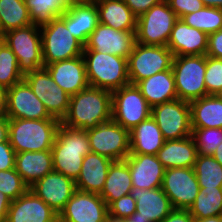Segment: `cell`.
<instances>
[{"instance_id":"6da1fadb","label":"cell","mask_w":222,"mask_h":222,"mask_svg":"<svg viewBox=\"0 0 222 222\" xmlns=\"http://www.w3.org/2000/svg\"><path fill=\"white\" fill-rule=\"evenodd\" d=\"M111 104V91L89 86L70 97L67 115L61 123L83 130L97 127L112 119Z\"/></svg>"},{"instance_id":"7a4b0ae2","label":"cell","mask_w":222,"mask_h":222,"mask_svg":"<svg viewBox=\"0 0 222 222\" xmlns=\"http://www.w3.org/2000/svg\"><path fill=\"white\" fill-rule=\"evenodd\" d=\"M91 152L86 130L60 124L51 149L53 170L76 181L84 157Z\"/></svg>"},{"instance_id":"3957f363","label":"cell","mask_w":222,"mask_h":222,"mask_svg":"<svg viewBox=\"0 0 222 222\" xmlns=\"http://www.w3.org/2000/svg\"><path fill=\"white\" fill-rule=\"evenodd\" d=\"M60 124L58 119H9L10 145L16 153L51 150Z\"/></svg>"},{"instance_id":"277c9868","label":"cell","mask_w":222,"mask_h":222,"mask_svg":"<svg viewBox=\"0 0 222 222\" xmlns=\"http://www.w3.org/2000/svg\"><path fill=\"white\" fill-rule=\"evenodd\" d=\"M83 57L91 87L112 92L130 84L127 58L94 50H83Z\"/></svg>"},{"instance_id":"5b68a950","label":"cell","mask_w":222,"mask_h":222,"mask_svg":"<svg viewBox=\"0 0 222 222\" xmlns=\"http://www.w3.org/2000/svg\"><path fill=\"white\" fill-rule=\"evenodd\" d=\"M205 71L206 55L174 56L172 72L178 99L190 102L208 96Z\"/></svg>"},{"instance_id":"8992f818","label":"cell","mask_w":222,"mask_h":222,"mask_svg":"<svg viewBox=\"0 0 222 222\" xmlns=\"http://www.w3.org/2000/svg\"><path fill=\"white\" fill-rule=\"evenodd\" d=\"M4 42L18 60L23 76L44 67L40 27L34 24L5 33Z\"/></svg>"},{"instance_id":"52a82bcc","label":"cell","mask_w":222,"mask_h":222,"mask_svg":"<svg viewBox=\"0 0 222 222\" xmlns=\"http://www.w3.org/2000/svg\"><path fill=\"white\" fill-rule=\"evenodd\" d=\"M44 66L83 55L84 45L60 18L40 27Z\"/></svg>"},{"instance_id":"ba28073f","label":"cell","mask_w":222,"mask_h":222,"mask_svg":"<svg viewBox=\"0 0 222 222\" xmlns=\"http://www.w3.org/2000/svg\"><path fill=\"white\" fill-rule=\"evenodd\" d=\"M178 19L167 1L162 0L137 18L136 42L143 45L167 46Z\"/></svg>"},{"instance_id":"9c48e42d","label":"cell","mask_w":222,"mask_h":222,"mask_svg":"<svg viewBox=\"0 0 222 222\" xmlns=\"http://www.w3.org/2000/svg\"><path fill=\"white\" fill-rule=\"evenodd\" d=\"M174 54L167 46L135 44L128 57L129 82L135 85L142 79L172 69Z\"/></svg>"},{"instance_id":"30bf717a","label":"cell","mask_w":222,"mask_h":222,"mask_svg":"<svg viewBox=\"0 0 222 222\" xmlns=\"http://www.w3.org/2000/svg\"><path fill=\"white\" fill-rule=\"evenodd\" d=\"M112 119L124 129L132 130L151 116L152 107L136 85H126L112 91Z\"/></svg>"},{"instance_id":"8fae6325","label":"cell","mask_w":222,"mask_h":222,"mask_svg":"<svg viewBox=\"0 0 222 222\" xmlns=\"http://www.w3.org/2000/svg\"><path fill=\"white\" fill-rule=\"evenodd\" d=\"M90 150L113 161L125 160L130 154L129 131L113 119L86 130Z\"/></svg>"},{"instance_id":"7c38bea8","label":"cell","mask_w":222,"mask_h":222,"mask_svg":"<svg viewBox=\"0 0 222 222\" xmlns=\"http://www.w3.org/2000/svg\"><path fill=\"white\" fill-rule=\"evenodd\" d=\"M155 119L165 140H177L192 135L191 111L188 101L175 99L152 107Z\"/></svg>"},{"instance_id":"4fadbf2b","label":"cell","mask_w":222,"mask_h":222,"mask_svg":"<svg viewBox=\"0 0 222 222\" xmlns=\"http://www.w3.org/2000/svg\"><path fill=\"white\" fill-rule=\"evenodd\" d=\"M36 97L43 102L48 113L62 121L67 115L70 96L52 79L45 67L30 72L24 76Z\"/></svg>"},{"instance_id":"5bb4252c","label":"cell","mask_w":222,"mask_h":222,"mask_svg":"<svg viewBox=\"0 0 222 222\" xmlns=\"http://www.w3.org/2000/svg\"><path fill=\"white\" fill-rule=\"evenodd\" d=\"M161 188L172 207L182 210L193 205L200 190L193 167L165 169Z\"/></svg>"},{"instance_id":"9a60e30c","label":"cell","mask_w":222,"mask_h":222,"mask_svg":"<svg viewBox=\"0 0 222 222\" xmlns=\"http://www.w3.org/2000/svg\"><path fill=\"white\" fill-rule=\"evenodd\" d=\"M107 215L108 206L99 194L76 190L58 219L61 222H101Z\"/></svg>"},{"instance_id":"2e32d148","label":"cell","mask_w":222,"mask_h":222,"mask_svg":"<svg viewBox=\"0 0 222 222\" xmlns=\"http://www.w3.org/2000/svg\"><path fill=\"white\" fill-rule=\"evenodd\" d=\"M8 119H56L52 117L23 79L7 90Z\"/></svg>"},{"instance_id":"e0dca14e","label":"cell","mask_w":222,"mask_h":222,"mask_svg":"<svg viewBox=\"0 0 222 222\" xmlns=\"http://www.w3.org/2000/svg\"><path fill=\"white\" fill-rule=\"evenodd\" d=\"M136 31H120L98 23L89 35L84 50H94L123 58L129 57L136 44Z\"/></svg>"},{"instance_id":"ac0fdd59","label":"cell","mask_w":222,"mask_h":222,"mask_svg":"<svg viewBox=\"0 0 222 222\" xmlns=\"http://www.w3.org/2000/svg\"><path fill=\"white\" fill-rule=\"evenodd\" d=\"M130 195L136 200V212L126 218L127 222H162L174 209L161 187L133 188Z\"/></svg>"},{"instance_id":"d6986e66","label":"cell","mask_w":222,"mask_h":222,"mask_svg":"<svg viewBox=\"0 0 222 222\" xmlns=\"http://www.w3.org/2000/svg\"><path fill=\"white\" fill-rule=\"evenodd\" d=\"M29 189L58 214L77 190L74 180L54 170Z\"/></svg>"},{"instance_id":"ffe728a7","label":"cell","mask_w":222,"mask_h":222,"mask_svg":"<svg viewBox=\"0 0 222 222\" xmlns=\"http://www.w3.org/2000/svg\"><path fill=\"white\" fill-rule=\"evenodd\" d=\"M54 82L70 97L89 87L83 55L44 66Z\"/></svg>"},{"instance_id":"44dd1931","label":"cell","mask_w":222,"mask_h":222,"mask_svg":"<svg viewBox=\"0 0 222 222\" xmlns=\"http://www.w3.org/2000/svg\"><path fill=\"white\" fill-rule=\"evenodd\" d=\"M58 213L30 189L13 200L5 222H55Z\"/></svg>"},{"instance_id":"7402d4cb","label":"cell","mask_w":222,"mask_h":222,"mask_svg":"<svg viewBox=\"0 0 222 222\" xmlns=\"http://www.w3.org/2000/svg\"><path fill=\"white\" fill-rule=\"evenodd\" d=\"M125 160L131 173L133 188L155 189L162 186L165 168L157 155L129 154Z\"/></svg>"},{"instance_id":"603a6c76","label":"cell","mask_w":222,"mask_h":222,"mask_svg":"<svg viewBox=\"0 0 222 222\" xmlns=\"http://www.w3.org/2000/svg\"><path fill=\"white\" fill-rule=\"evenodd\" d=\"M208 34L178 19L171 31L167 47L174 56L206 55Z\"/></svg>"},{"instance_id":"cb8c5ba5","label":"cell","mask_w":222,"mask_h":222,"mask_svg":"<svg viewBox=\"0 0 222 222\" xmlns=\"http://www.w3.org/2000/svg\"><path fill=\"white\" fill-rule=\"evenodd\" d=\"M75 38L83 45L99 23L98 9L94 0L70 3L68 10L60 16Z\"/></svg>"},{"instance_id":"d4e9b609","label":"cell","mask_w":222,"mask_h":222,"mask_svg":"<svg viewBox=\"0 0 222 222\" xmlns=\"http://www.w3.org/2000/svg\"><path fill=\"white\" fill-rule=\"evenodd\" d=\"M112 162L113 160L106 156L89 152L84 157L80 174L75 181L76 189L100 194Z\"/></svg>"},{"instance_id":"484cf974","label":"cell","mask_w":222,"mask_h":222,"mask_svg":"<svg viewBox=\"0 0 222 222\" xmlns=\"http://www.w3.org/2000/svg\"><path fill=\"white\" fill-rule=\"evenodd\" d=\"M198 150L193 136L177 140H165L157 157L165 169L192 168L196 161Z\"/></svg>"},{"instance_id":"4316f807","label":"cell","mask_w":222,"mask_h":222,"mask_svg":"<svg viewBox=\"0 0 222 222\" xmlns=\"http://www.w3.org/2000/svg\"><path fill=\"white\" fill-rule=\"evenodd\" d=\"M135 85L151 107L178 98L172 69L142 79Z\"/></svg>"},{"instance_id":"83f0119b","label":"cell","mask_w":222,"mask_h":222,"mask_svg":"<svg viewBox=\"0 0 222 222\" xmlns=\"http://www.w3.org/2000/svg\"><path fill=\"white\" fill-rule=\"evenodd\" d=\"M130 154L157 155L165 139L155 119L150 116L129 131Z\"/></svg>"},{"instance_id":"f1b7e54d","label":"cell","mask_w":222,"mask_h":222,"mask_svg":"<svg viewBox=\"0 0 222 222\" xmlns=\"http://www.w3.org/2000/svg\"><path fill=\"white\" fill-rule=\"evenodd\" d=\"M15 170L28 187L32 186L53 171L51 150L16 153Z\"/></svg>"},{"instance_id":"f546056e","label":"cell","mask_w":222,"mask_h":222,"mask_svg":"<svg viewBox=\"0 0 222 222\" xmlns=\"http://www.w3.org/2000/svg\"><path fill=\"white\" fill-rule=\"evenodd\" d=\"M99 23L120 31H136L137 17L123 0H94Z\"/></svg>"},{"instance_id":"4dcf8cb0","label":"cell","mask_w":222,"mask_h":222,"mask_svg":"<svg viewBox=\"0 0 222 222\" xmlns=\"http://www.w3.org/2000/svg\"><path fill=\"white\" fill-rule=\"evenodd\" d=\"M132 179L126 160L113 161L109 167L104 187L99 194L108 206L111 202L130 194Z\"/></svg>"},{"instance_id":"1f68e13d","label":"cell","mask_w":222,"mask_h":222,"mask_svg":"<svg viewBox=\"0 0 222 222\" xmlns=\"http://www.w3.org/2000/svg\"><path fill=\"white\" fill-rule=\"evenodd\" d=\"M189 104L192 128L222 129V101L215 95L195 99Z\"/></svg>"},{"instance_id":"d6a6232c","label":"cell","mask_w":222,"mask_h":222,"mask_svg":"<svg viewBox=\"0 0 222 222\" xmlns=\"http://www.w3.org/2000/svg\"><path fill=\"white\" fill-rule=\"evenodd\" d=\"M25 4L30 20L39 27L60 17L70 6L68 0H25Z\"/></svg>"},{"instance_id":"836d02e7","label":"cell","mask_w":222,"mask_h":222,"mask_svg":"<svg viewBox=\"0 0 222 222\" xmlns=\"http://www.w3.org/2000/svg\"><path fill=\"white\" fill-rule=\"evenodd\" d=\"M0 23L5 33L33 24L25 0H0Z\"/></svg>"},{"instance_id":"e575fe53","label":"cell","mask_w":222,"mask_h":222,"mask_svg":"<svg viewBox=\"0 0 222 222\" xmlns=\"http://www.w3.org/2000/svg\"><path fill=\"white\" fill-rule=\"evenodd\" d=\"M193 169L199 187L222 189V165L212 155L198 153Z\"/></svg>"},{"instance_id":"d590c367","label":"cell","mask_w":222,"mask_h":222,"mask_svg":"<svg viewBox=\"0 0 222 222\" xmlns=\"http://www.w3.org/2000/svg\"><path fill=\"white\" fill-rule=\"evenodd\" d=\"M188 210L194 218L222 215V189L200 187L195 202Z\"/></svg>"},{"instance_id":"8d00e7d4","label":"cell","mask_w":222,"mask_h":222,"mask_svg":"<svg viewBox=\"0 0 222 222\" xmlns=\"http://www.w3.org/2000/svg\"><path fill=\"white\" fill-rule=\"evenodd\" d=\"M190 27L206 34L222 29V9L204 6L202 9L181 18Z\"/></svg>"},{"instance_id":"74e56055","label":"cell","mask_w":222,"mask_h":222,"mask_svg":"<svg viewBox=\"0 0 222 222\" xmlns=\"http://www.w3.org/2000/svg\"><path fill=\"white\" fill-rule=\"evenodd\" d=\"M24 79L19 71L18 60L9 46L0 43V85L7 89Z\"/></svg>"},{"instance_id":"f35d334b","label":"cell","mask_w":222,"mask_h":222,"mask_svg":"<svg viewBox=\"0 0 222 222\" xmlns=\"http://www.w3.org/2000/svg\"><path fill=\"white\" fill-rule=\"evenodd\" d=\"M192 136L198 153L202 155H212L222 143L221 128H192Z\"/></svg>"},{"instance_id":"ab89813d","label":"cell","mask_w":222,"mask_h":222,"mask_svg":"<svg viewBox=\"0 0 222 222\" xmlns=\"http://www.w3.org/2000/svg\"><path fill=\"white\" fill-rule=\"evenodd\" d=\"M29 187L24 183L20 174L14 169L0 171V192L11 201L23 195Z\"/></svg>"},{"instance_id":"60d3db41","label":"cell","mask_w":222,"mask_h":222,"mask_svg":"<svg viewBox=\"0 0 222 222\" xmlns=\"http://www.w3.org/2000/svg\"><path fill=\"white\" fill-rule=\"evenodd\" d=\"M205 86L208 95L222 89V59L206 56Z\"/></svg>"},{"instance_id":"b9f144b4","label":"cell","mask_w":222,"mask_h":222,"mask_svg":"<svg viewBox=\"0 0 222 222\" xmlns=\"http://www.w3.org/2000/svg\"><path fill=\"white\" fill-rule=\"evenodd\" d=\"M134 212H136V200L130 194L122 196L108 205V214L117 218L126 219Z\"/></svg>"},{"instance_id":"7bdbcfd3","label":"cell","mask_w":222,"mask_h":222,"mask_svg":"<svg viewBox=\"0 0 222 222\" xmlns=\"http://www.w3.org/2000/svg\"><path fill=\"white\" fill-rule=\"evenodd\" d=\"M179 19L204 7L201 0H166Z\"/></svg>"},{"instance_id":"ee69618b","label":"cell","mask_w":222,"mask_h":222,"mask_svg":"<svg viewBox=\"0 0 222 222\" xmlns=\"http://www.w3.org/2000/svg\"><path fill=\"white\" fill-rule=\"evenodd\" d=\"M16 152L10 145L9 139L0 143V171H6L15 168Z\"/></svg>"},{"instance_id":"f6af8a7d","label":"cell","mask_w":222,"mask_h":222,"mask_svg":"<svg viewBox=\"0 0 222 222\" xmlns=\"http://www.w3.org/2000/svg\"><path fill=\"white\" fill-rule=\"evenodd\" d=\"M206 56L222 59V29L208 35Z\"/></svg>"},{"instance_id":"bcb514c9","label":"cell","mask_w":222,"mask_h":222,"mask_svg":"<svg viewBox=\"0 0 222 222\" xmlns=\"http://www.w3.org/2000/svg\"><path fill=\"white\" fill-rule=\"evenodd\" d=\"M132 13L138 18L162 0H123Z\"/></svg>"},{"instance_id":"7dc6e473","label":"cell","mask_w":222,"mask_h":222,"mask_svg":"<svg viewBox=\"0 0 222 222\" xmlns=\"http://www.w3.org/2000/svg\"><path fill=\"white\" fill-rule=\"evenodd\" d=\"M162 222H194L189 210L173 209Z\"/></svg>"},{"instance_id":"c3c4849f","label":"cell","mask_w":222,"mask_h":222,"mask_svg":"<svg viewBox=\"0 0 222 222\" xmlns=\"http://www.w3.org/2000/svg\"><path fill=\"white\" fill-rule=\"evenodd\" d=\"M11 202L8 196L0 192V222L6 221Z\"/></svg>"},{"instance_id":"681fc988","label":"cell","mask_w":222,"mask_h":222,"mask_svg":"<svg viewBox=\"0 0 222 222\" xmlns=\"http://www.w3.org/2000/svg\"><path fill=\"white\" fill-rule=\"evenodd\" d=\"M9 119L5 116H0V143L8 140Z\"/></svg>"},{"instance_id":"f907efd6","label":"cell","mask_w":222,"mask_h":222,"mask_svg":"<svg viewBox=\"0 0 222 222\" xmlns=\"http://www.w3.org/2000/svg\"><path fill=\"white\" fill-rule=\"evenodd\" d=\"M7 88L0 85V116L6 115L7 109Z\"/></svg>"},{"instance_id":"816d5d0a","label":"cell","mask_w":222,"mask_h":222,"mask_svg":"<svg viewBox=\"0 0 222 222\" xmlns=\"http://www.w3.org/2000/svg\"><path fill=\"white\" fill-rule=\"evenodd\" d=\"M204 6L222 9V0H201Z\"/></svg>"},{"instance_id":"f5cc1de1","label":"cell","mask_w":222,"mask_h":222,"mask_svg":"<svg viewBox=\"0 0 222 222\" xmlns=\"http://www.w3.org/2000/svg\"><path fill=\"white\" fill-rule=\"evenodd\" d=\"M194 222H222V215L207 218H194Z\"/></svg>"},{"instance_id":"db71d44e","label":"cell","mask_w":222,"mask_h":222,"mask_svg":"<svg viewBox=\"0 0 222 222\" xmlns=\"http://www.w3.org/2000/svg\"><path fill=\"white\" fill-rule=\"evenodd\" d=\"M212 156L216 161H218L222 165V143L218 145L216 150L213 152Z\"/></svg>"},{"instance_id":"11a10c76","label":"cell","mask_w":222,"mask_h":222,"mask_svg":"<svg viewBox=\"0 0 222 222\" xmlns=\"http://www.w3.org/2000/svg\"><path fill=\"white\" fill-rule=\"evenodd\" d=\"M107 222H127L124 218H117L110 214L107 215Z\"/></svg>"},{"instance_id":"9f6ffc18","label":"cell","mask_w":222,"mask_h":222,"mask_svg":"<svg viewBox=\"0 0 222 222\" xmlns=\"http://www.w3.org/2000/svg\"><path fill=\"white\" fill-rule=\"evenodd\" d=\"M5 32L2 29L1 23H0V43L4 41Z\"/></svg>"},{"instance_id":"6f0895ef","label":"cell","mask_w":222,"mask_h":222,"mask_svg":"<svg viewBox=\"0 0 222 222\" xmlns=\"http://www.w3.org/2000/svg\"><path fill=\"white\" fill-rule=\"evenodd\" d=\"M69 3H80V2H89V1H92V0H68Z\"/></svg>"},{"instance_id":"680465c9","label":"cell","mask_w":222,"mask_h":222,"mask_svg":"<svg viewBox=\"0 0 222 222\" xmlns=\"http://www.w3.org/2000/svg\"><path fill=\"white\" fill-rule=\"evenodd\" d=\"M215 96L222 101V89Z\"/></svg>"}]
</instances>
